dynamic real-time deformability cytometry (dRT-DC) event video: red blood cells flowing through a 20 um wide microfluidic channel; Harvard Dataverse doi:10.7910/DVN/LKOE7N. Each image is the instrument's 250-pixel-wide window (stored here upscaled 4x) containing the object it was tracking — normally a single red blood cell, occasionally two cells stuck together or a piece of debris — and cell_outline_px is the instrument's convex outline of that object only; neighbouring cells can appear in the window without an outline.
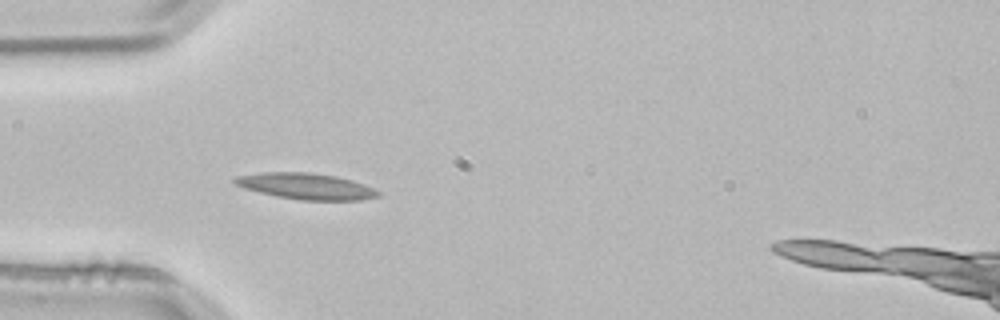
{"species": "common noctule bat (a hibernating species)", "species_latin": "Nyctalus noctula", "temperature_condition": "room temperature", "stored_images_in_passage": 4, "camera_frame_rate_fps": 3000, "um_per_image_px": 0.085, "animal": {"sex": "male", "body_mass_g": 21.5, "forearm_length_mm": 52.0}, "frame": {"image": 1, "passage_image": 4, "time_ms": 1.0, "image_size_px": [1000, 320], "cell_outline_px": [[380, 196], [360, 200], [300, 200], [276, 196], [244, 188], [236, 184], [232, 180], [236, 176], [260, 172], [308, 172], [336, 176], [352, 180], [364, 184], [380, 192]], "centroid_in_image_um": [26.01, 15.82], "position_along_channel_um": 59.0, "area_um2": 21.79}}